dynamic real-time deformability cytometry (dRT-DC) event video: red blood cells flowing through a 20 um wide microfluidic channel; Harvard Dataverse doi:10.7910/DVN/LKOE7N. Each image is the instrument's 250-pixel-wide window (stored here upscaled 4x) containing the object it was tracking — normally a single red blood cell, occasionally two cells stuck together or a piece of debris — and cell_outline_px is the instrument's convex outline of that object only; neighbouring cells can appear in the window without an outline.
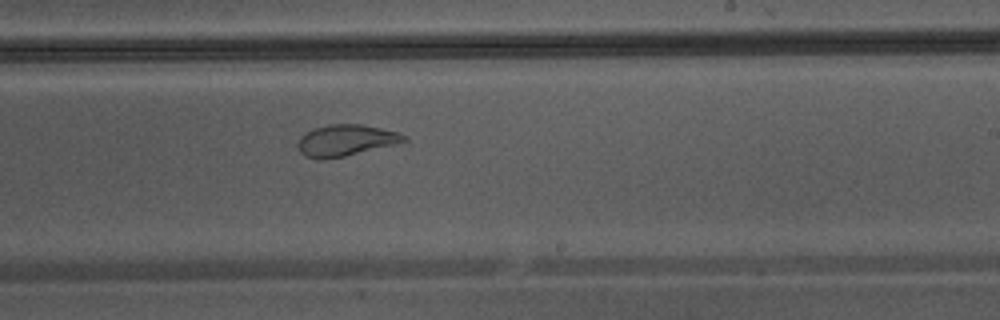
{"species": "Egyptian fruit bat (a non-hibernating species)", "species_latin": "Rousettus aegyptiacus", "temperature_condition": "warm", "stored_images_in_passage": 31, "camera_frame_rate_fps": 3000, "um_per_image_px": 0.085, "animal": {"sex": "male"}, "frame": {"image": 1, "passage_image": 14, "time_ms": 4.333, "image_size_px": [1000, 320], "cell_outline_px": [[408, 140], [344, 156], [320, 160], [304, 156], [300, 152], [296, 144], [300, 136], [304, 132], [316, 128], [332, 124], [360, 124], [380, 128], [396, 132], [404, 136]], "centroid_in_image_um": [29.28, 11.93], "position_along_channel_um": 259.7, "area_um2": 19.02}}